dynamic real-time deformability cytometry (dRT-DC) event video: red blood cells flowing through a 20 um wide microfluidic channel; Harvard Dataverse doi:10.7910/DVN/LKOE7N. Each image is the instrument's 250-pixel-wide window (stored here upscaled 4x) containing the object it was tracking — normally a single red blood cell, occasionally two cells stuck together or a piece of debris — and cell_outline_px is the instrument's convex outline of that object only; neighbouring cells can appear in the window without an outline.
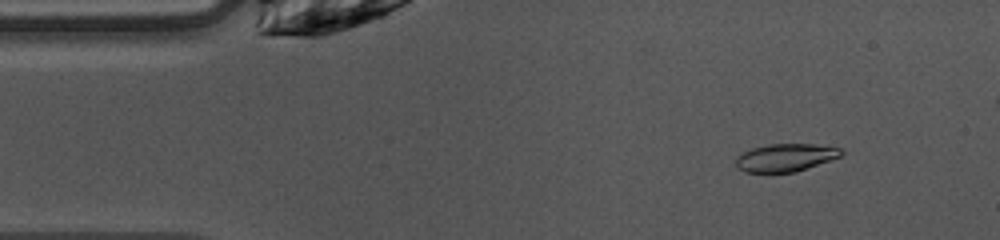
{"species": "common noctule bat (a hibernating species)", "species_latin": "Nyctalus noctula", "temperature_condition": "warm", "stored_images_in_passage": 45, "camera_frame_rate_fps": 3000, "um_per_image_px": 0.085, "animal": {"sex": "female", "body_mass_g": 10.0, "forearm_length_mm": 53.1}, "frame": {"image": 1, "passage_image": 5, "time_ms": 1.333, "image_size_px": [1000, 240], "cell_outline_px": [[844, 152], [840, 156], [796, 172], [744, 172], [736, 168], [736, 156], [740, 152], [752, 148], [768, 144], [812, 144], [840, 148]], "centroid_in_image_um": [66.7, 13.39], "position_along_channel_um": 18.3, "area_um2": 17.05}}
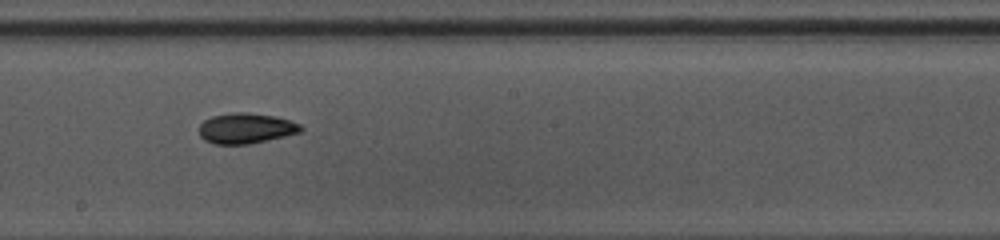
{"frame": {"image": 2, "passage_image": 25, "time_ms": 8.0, "image_size_px": [1000, 240], "cell_outline_px": [[304, 128], [300, 132], [284, 136], [248, 144], [216, 144], [204, 140], [200, 136], [200, 124], [204, 120], [212, 116], [232, 112], [244, 112], [276, 116], [300, 124]], "centroid_in_image_um": [20.89, 10.9], "position_along_channel_um": 227.3, "area_um2": 17.92}}
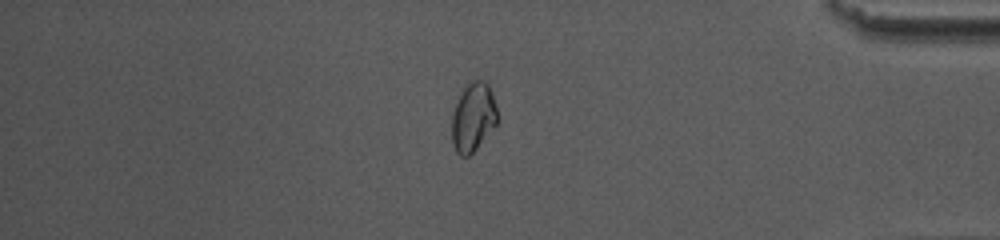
{"frame": {"image": 3, "passage_image": 40, "time_ms": 13.0, "image_size_px": [1000, 240], "cell_outline_px": [[496, 124], [476, 148], [468, 156], [460, 156], [456, 152], [452, 144], [452, 116], [460, 92], [464, 84], [472, 80], [484, 80], [488, 84], [496, 104]], "centroid_in_image_um": [40.19, 9.92], "position_along_channel_um": 395.0, "area_um2": 18.15}, "authors_computed_cell_mechanics": {"area_um2": 17.9758, "velocity_mm_per_s": 4.0439, "shape_relaxation_time_tau1_ms": 3.0487, "shape_relaxation_time_tau2_ms": 5.0457, "deformation_change_tau1": 0.1032, "deformation_change_tau2": 0.083}}